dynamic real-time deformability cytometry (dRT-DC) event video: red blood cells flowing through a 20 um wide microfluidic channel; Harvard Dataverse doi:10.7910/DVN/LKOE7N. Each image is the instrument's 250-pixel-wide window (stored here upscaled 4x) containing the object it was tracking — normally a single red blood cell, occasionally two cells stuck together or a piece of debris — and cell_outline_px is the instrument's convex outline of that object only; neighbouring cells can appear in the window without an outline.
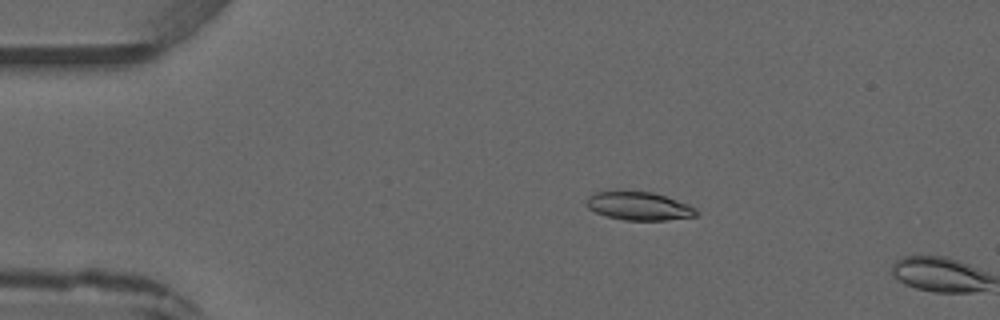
{"species": "common noctule bat (a hibernating species)", "species_latin": "Nyctalus noctula", "temperature_condition": "warm", "stored_images_in_passage": 3, "camera_frame_rate_fps": 3000, "um_per_image_px": 0.085, "animal": {"sex": "male", "forearm_length_mm": 52.5}, "frame": {"image": 1, "passage_image": 2, "time_ms": 1.0, "image_size_px": [1000, 320], "cell_outline_px": [[696, 216], [668, 220], [624, 220], [608, 216], [596, 212], [588, 208], [584, 204], [584, 200], [588, 196], [596, 192], [652, 192], [688, 204], [696, 208]], "centroid_in_image_um": [54.28, 17.52], "position_along_channel_um": 30.7, "area_um2": 17.86}}